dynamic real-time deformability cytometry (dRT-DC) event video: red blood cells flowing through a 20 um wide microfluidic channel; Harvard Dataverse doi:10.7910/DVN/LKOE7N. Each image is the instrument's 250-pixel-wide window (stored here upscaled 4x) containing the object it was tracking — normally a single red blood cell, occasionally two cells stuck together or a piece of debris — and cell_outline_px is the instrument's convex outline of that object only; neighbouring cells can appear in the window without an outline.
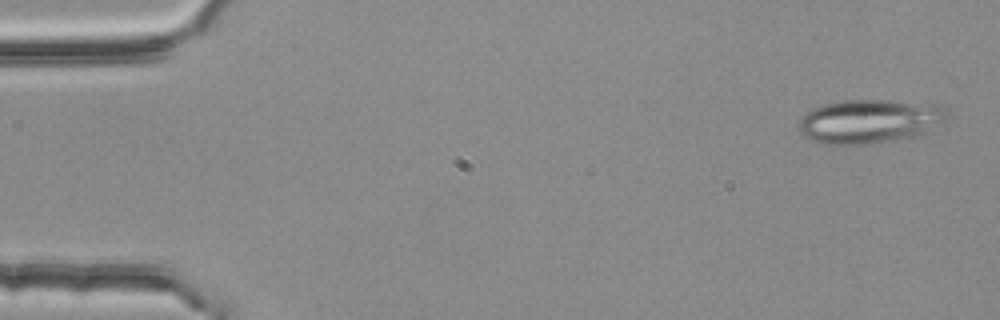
{"species": "common noctule bat (a hibernating species)", "species_latin": "Nyctalus noctula", "temperature_condition": "room temperature", "stored_images_in_passage": 54, "camera_frame_rate_fps": 3000, "um_per_image_px": 0.085, "animal": {"sex": "female", "body_mass_g": 25.1}, "frame": {"image": 1, "passage_image": 2, "time_ms": 0.333, "image_size_px": [1000, 320], "cell_outline_px": [[948, 108], [944, 120], [924, 132], [912, 136], [864, 144], [824, 144], [812, 140], [804, 136], [800, 132], [800, 116], [812, 108], [824, 104], [844, 100], [888, 100], [940, 104]], "centroid_in_image_um": [73.87, 10.28], "position_along_channel_um": 11.1, "area_um2": 37.57}}
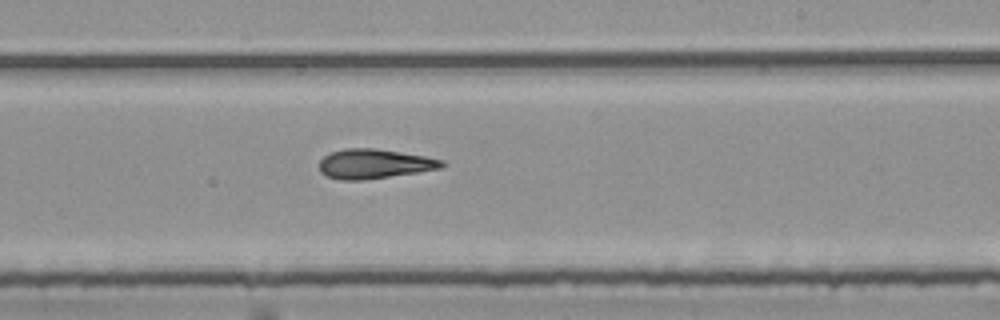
{"frame": {"image": 2, "passage_image": 32, "time_ms": 10.333, "image_size_px": [1000, 320], "cell_outline_px": [[448, 164], [440, 168], [416, 172], [364, 180], [340, 180], [324, 176], [320, 172], [320, 160], [328, 152], [344, 148], [376, 148], [424, 156], [444, 160]], "centroid_in_image_um": [31.77, 13.92], "position_along_channel_um": 257.2, "area_um2": 21.21}}
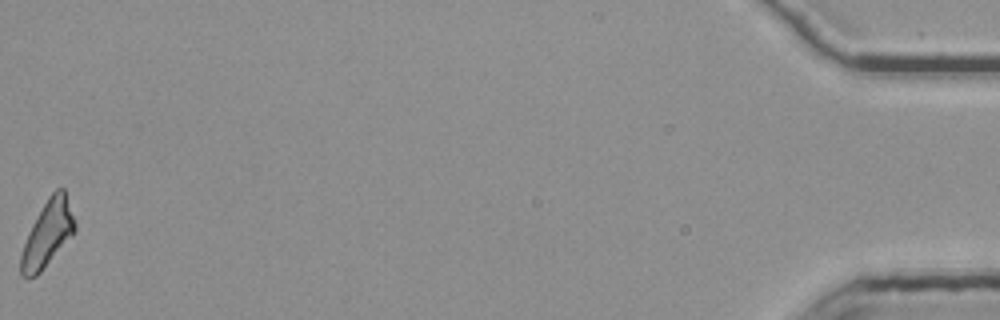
{"frame": {"image": 3, "passage_image": 54, "time_ms": 17.667, "image_size_px": [1000, 320], "cell_outline_px": [[76, 228], [72, 236], [40, 272], [36, 276], [28, 280], [20, 276], [20, 256], [28, 232], [36, 216], [48, 196], [56, 188], [64, 188], [76, 224]], "centroid_in_image_um": [4.02, 19.89], "position_along_channel_um": 431.2, "area_um2": 20.75}}